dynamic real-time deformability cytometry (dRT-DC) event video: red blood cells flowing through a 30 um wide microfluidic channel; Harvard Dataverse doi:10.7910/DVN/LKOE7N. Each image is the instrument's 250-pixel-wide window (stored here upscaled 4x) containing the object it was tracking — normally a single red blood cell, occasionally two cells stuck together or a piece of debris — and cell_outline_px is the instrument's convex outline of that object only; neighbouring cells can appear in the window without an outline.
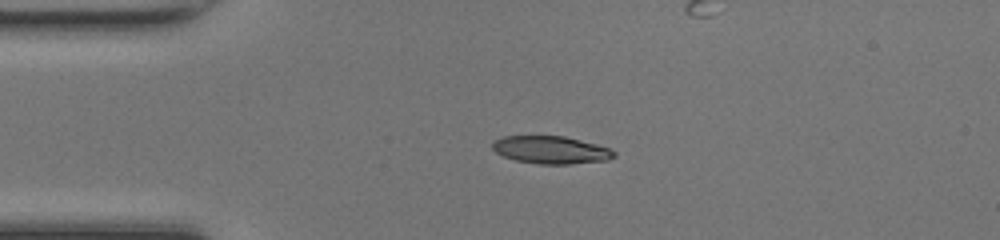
{"species": "common noctule bat (a hibernating species)", "species_latin": "Nyctalus noctula", "temperature_condition": "room temperature", "stored_images_in_passage": 33, "camera_frame_rate_fps": 3000, "um_per_image_px": 0.085, "animal": {"sex": "female", "body_mass_g": 17.0, "forearm_length_mm": 48.0}, "frame": {"image": 1, "passage_image": 1, "time_ms": 0.0, "image_size_px": [1000, 240], "cell_outline_px": [[616, 156], [608, 160], [572, 164], [540, 164], [516, 160], [504, 156], [496, 152], [492, 148], [492, 140], [504, 136], [564, 136], [612, 148], [616, 152]], "centroid_in_image_um": [46.86, 12.74], "position_along_channel_um": 38.1, "area_um2": 19.71}}
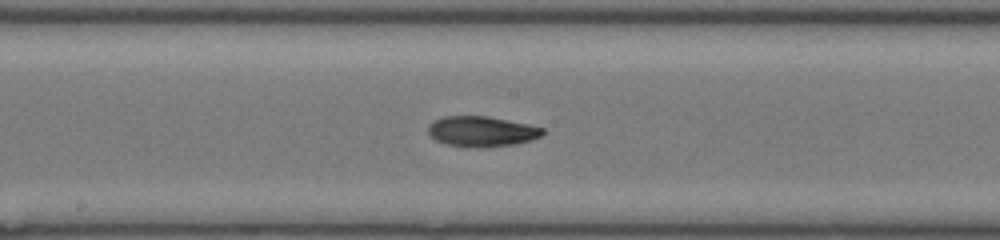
{"frame": {"image": 2, "passage_image": 15, "time_ms": 4.667, "image_size_px": [1000, 240], "cell_outline_px": [[544, 132], [540, 136], [532, 140], [512, 144], [464, 148], [444, 144], [436, 140], [428, 132], [428, 124], [432, 120], [444, 116], [488, 116], [528, 124], [544, 128]], "centroid_in_image_um": [40.89, 11.16], "position_along_channel_um": 207.3, "area_um2": 20.29}}
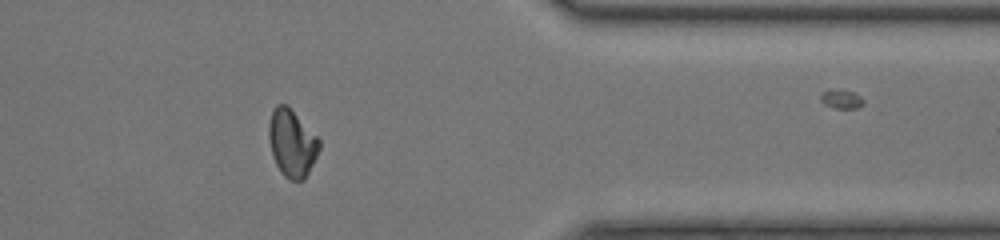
{"frame": {"image": 3, "passage_image": 29, "time_ms": 9.333, "image_size_px": [1000, 240], "cell_outline_px": [[320, 148], [304, 180], [288, 180], [280, 172], [272, 156], [268, 136], [268, 124], [272, 112], [276, 104], [288, 104], [320, 140]], "centroid_in_image_um": [24.79, 12.15], "position_along_channel_um": 386.6, "area_um2": 19.88}, "authors_computed_cell_mechanics": {"area_um2": 19.7676, "velocity_mm_per_s": 4.2615, "shape_relaxation_time_tau1_ms": null, "shape_relaxation_time_tau2_ms": 5.0648, "deformation_change_tau1": null, "deformation_change_tau2": 0.1136}}